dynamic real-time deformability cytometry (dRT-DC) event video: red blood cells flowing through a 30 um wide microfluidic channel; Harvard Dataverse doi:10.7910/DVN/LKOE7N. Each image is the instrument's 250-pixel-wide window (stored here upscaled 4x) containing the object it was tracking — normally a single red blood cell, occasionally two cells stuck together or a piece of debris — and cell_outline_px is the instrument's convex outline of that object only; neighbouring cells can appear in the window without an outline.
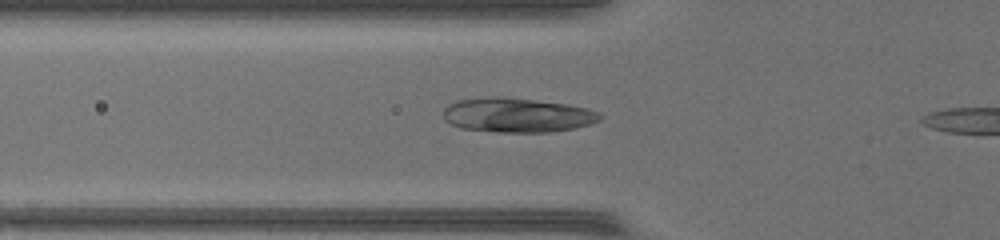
{"species": "common noctule bat (a hibernating species)", "species_latin": "Nyctalus noctula", "temperature_condition": "warm", "stored_images_in_passage": 34, "camera_frame_rate_fps": 3000, "um_per_image_px": 0.085, "animal": {"sex": "female", "body_mass_g": 17.0, "forearm_length_mm": 48.0}, "frame": {"image": 1, "passage_image": 9, "time_ms": 2.667, "image_size_px": [1000, 240], "cell_outline_px": [[604, 116], [600, 120], [588, 124], [572, 128], [552, 132], [500, 132], [460, 128], [444, 120], [444, 108], [448, 104], [456, 100], [480, 96], [504, 96], [568, 104], [588, 108], [600, 112]], "centroid_in_image_um": [43.94, 9.76], "position_along_channel_um": 81.9, "area_um2": 31.85}}
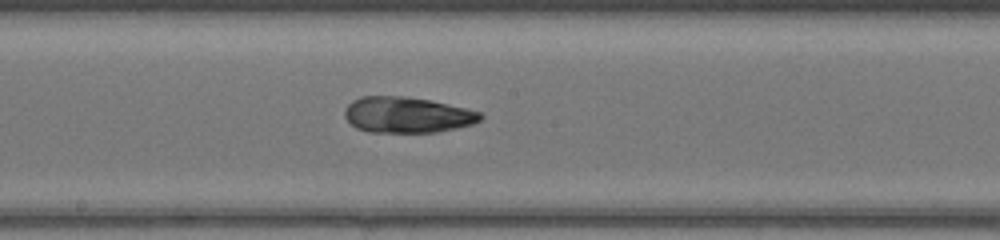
{"frame": {"image": 2, "passage_image": 18, "time_ms": 5.667, "image_size_px": [1000, 240], "cell_outline_px": [[484, 116], [480, 120], [472, 124], [456, 128], [436, 132], [368, 132], [356, 128], [344, 116], [344, 108], [352, 100], [360, 96], [404, 96], [428, 100], [464, 108], [480, 112]], "centroid_in_image_um": [34.56, 9.76], "position_along_channel_um": 213.6, "area_um2": 28.26}}
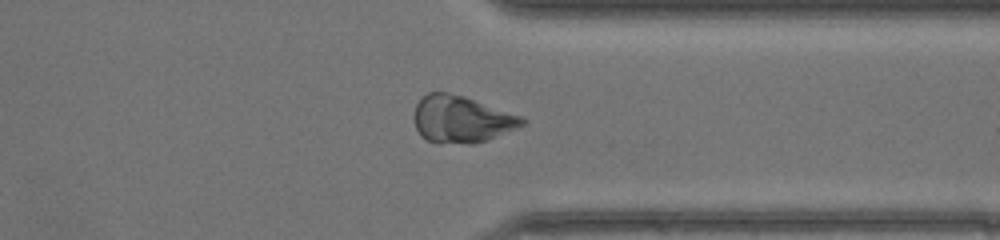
{"frame": {"image": 3, "passage_image": 29, "time_ms": 9.333, "image_size_px": [1000, 240], "cell_outline_px": [[528, 120], [524, 124], [516, 128], [488, 140], [436, 144], [420, 136], [416, 128], [416, 104], [428, 92], [448, 92], [464, 96], [524, 116]], "centroid_in_image_um": [39.26, 10.12], "position_along_channel_um": 372.1, "area_um2": 29.25}}